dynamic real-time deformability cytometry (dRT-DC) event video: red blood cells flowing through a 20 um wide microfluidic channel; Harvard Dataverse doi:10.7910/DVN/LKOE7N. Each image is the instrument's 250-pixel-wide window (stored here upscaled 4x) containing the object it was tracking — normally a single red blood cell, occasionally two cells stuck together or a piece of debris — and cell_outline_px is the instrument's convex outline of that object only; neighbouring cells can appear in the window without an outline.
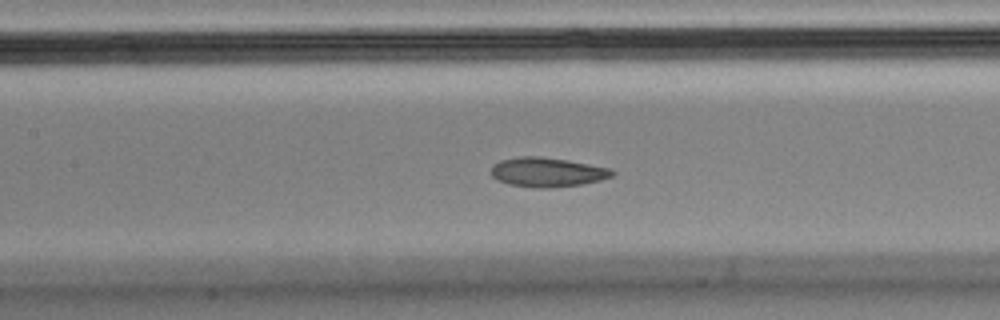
{"species": "Egyptian fruit bat (a non-hibernating species)", "species_latin": "Rousettus aegyptiacus", "temperature_condition": "cold", "stored_images_in_passage": 41, "camera_frame_rate_fps": 3000, "um_per_image_px": 0.085, "animal": {"sex": "male"}, "frame": {"image": 1, "passage_image": 10, "time_ms": 3.0, "image_size_px": [1000, 320], "cell_outline_px": [[616, 172], [612, 176], [600, 180], [580, 184], [548, 188], [536, 188], [508, 184], [496, 180], [492, 176], [492, 164], [500, 160], [520, 156], [540, 156], [568, 160], [612, 168]], "centroid_in_image_um": [46.51, 14.62], "position_along_channel_um": 160.9, "area_um2": 20.87}}
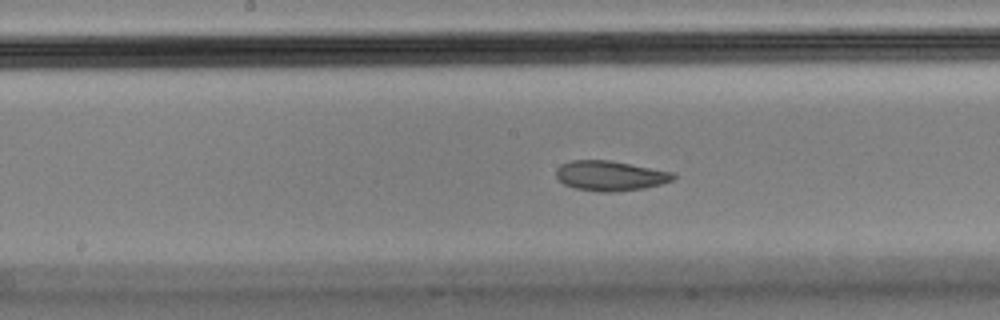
{"frame": {"image": 2, "passage_image": 13, "time_ms": 4.0, "image_size_px": [1000, 320], "cell_outline_px": [[676, 176], [672, 180], [660, 184], [644, 188], [616, 192], [600, 192], [576, 188], [564, 184], [556, 176], [556, 168], [560, 164], [572, 160], [608, 160], [672, 172]], "centroid_in_image_um": [51.83, 14.94], "position_along_channel_um": 196.4, "area_um2": 20.29}}
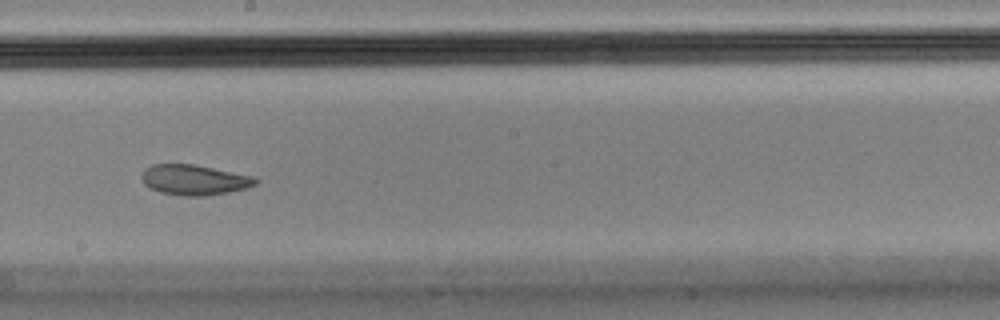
{"frame": {"image": 3, "passage_image": 16, "time_ms": 5.0, "image_size_px": [1000, 320], "cell_outline_px": [[260, 180], [256, 184], [248, 188], [228, 192], [204, 196], [184, 196], [160, 192], [148, 188], [144, 184], [140, 176], [144, 168], [152, 164], [196, 164], [256, 176]], "centroid_in_image_um": [16.53, 15.28], "position_along_channel_um": 231.7, "area_um2": 20.58}, "authors_computed_cell_mechanics": {"area_um2": 21.5016, "velocity_mm_per_s": 3.5519, "shape_relaxation_time_tau1_ms": null, "shape_relaxation_time_tau2_ms": 1.5791, "deformation_change_tau1": null, "deformation_change_tau2": 0.0638}}